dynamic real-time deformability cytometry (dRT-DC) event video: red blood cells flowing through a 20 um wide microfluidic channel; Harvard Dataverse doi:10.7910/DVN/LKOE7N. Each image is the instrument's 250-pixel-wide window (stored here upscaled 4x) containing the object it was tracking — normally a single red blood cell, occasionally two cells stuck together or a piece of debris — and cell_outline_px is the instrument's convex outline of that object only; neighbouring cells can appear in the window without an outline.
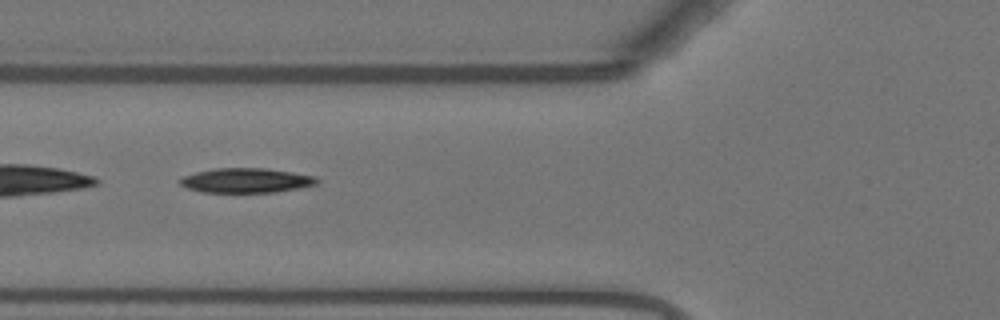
{"species": "Egyptian fruit bat (a non-hibernating species)", "species_latin": "Rousettus aegyptiacus", "temperature_condition": "warm", "stored_images_in_passage": 34, "camera_frame_rate_fps": 3000, "um_per_image_px": 0.085, "animal": {"sex": "female"}, "frame": {"image": 1, "passage_image": 4, "time_ms": 1.0, "image_size_px": [1000, 320], "cell_outline_px": [[320, 180], [316, 184], [300, 188], [276, 192], [200, 192], [188, 188], [180, 184], [180, 180], [184, 176], [196, 172], [216, 168], [264, 168], [292, 172], [316, 176]], "centroid_in_image_um": [20.96, 15.34], "position_along_channel_um": 104.8, "area_um2": 19.59}}
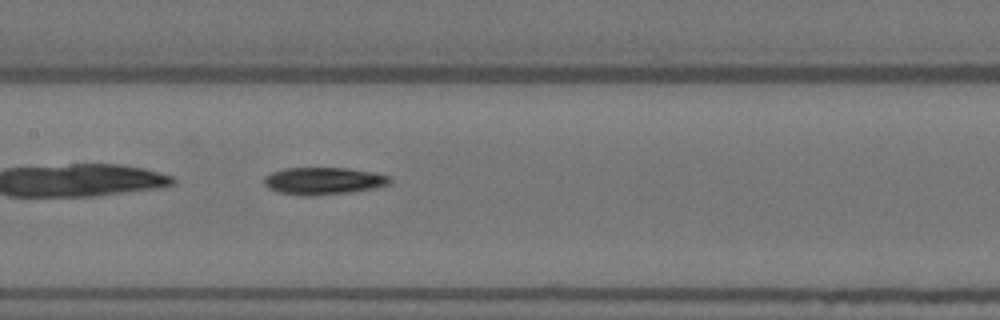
{"frame": {"image": 2, "passage_image": 10, "time_ms": 3.0, "image_size_px": [1000, 320], "cell_outline_px": [[392, 184], [376, 188], [352, 192], [316, 196], [304, 196], [276, 192], [268, 188], [264, 184], [264, 176], [272, 172], [284, 168], [348, 168], [372, 172], [388, 176], [392, 180]], "centroid_in_image_um": [27.49, 15.39], "position_along_channel_um": 179.9, "area_um2": 20.29}}
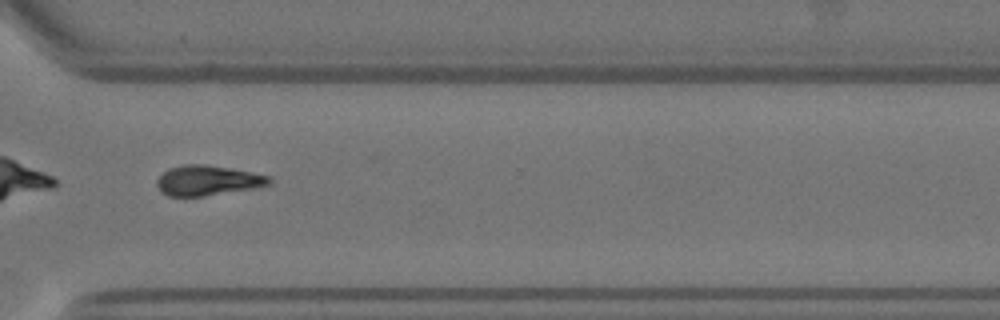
{"frame": {"image": 3, "passage_image": 24, "time_ms": 7.667, "image_size_px": [1000, 320], "cell_outline_px": [[272, 184], [252, 188], [204, 196], [168, 196], [160, 192], [156, 184], [156, 180], [168, 168], [184, 164], [200, 164], [228, 168], [272, 176]], "centroid_in_image_um": [17.63, 15.34], "position_along_channel_um": 353.0, "area_um2": 19.59}}